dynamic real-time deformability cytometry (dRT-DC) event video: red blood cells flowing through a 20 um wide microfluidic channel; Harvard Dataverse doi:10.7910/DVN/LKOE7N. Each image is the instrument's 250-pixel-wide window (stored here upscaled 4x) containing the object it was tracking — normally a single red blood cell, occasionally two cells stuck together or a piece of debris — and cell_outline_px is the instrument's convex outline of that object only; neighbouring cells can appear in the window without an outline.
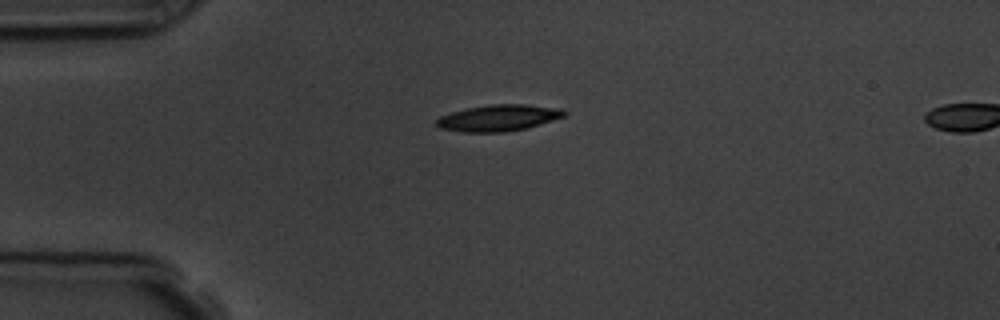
{"species": "common noctule bat (a hibernating species)", "species_latin": "Nyctalus noctula", "temperature_condition": "room temperature", "stored_images_in_passage": 5, "camera_frame_rate_fps": 3000, "um_per_image_px": 0.085, "animal": {"sex": "male", "body_mass_g": 19.5, "forearm_length_mm": 54.6}, "frame": {"image": 1, "passage_image": 1, "time_ms": 0.0, "image_size_px": [1000, 320], "cell_outline_px": [[568, 112], [564, 116], [540, 124], [524, 128], [504, 132], [460, 132], [440, 128], [436, 124], [436, 120], [440, 116], [452, 112], [468, 108], [488, 104], [524, 104], [560, 108]], "centroid_in_image_um": [42.36, 10.02], "position_along_channel_um": 42.6, "area_um2": 19.54}}